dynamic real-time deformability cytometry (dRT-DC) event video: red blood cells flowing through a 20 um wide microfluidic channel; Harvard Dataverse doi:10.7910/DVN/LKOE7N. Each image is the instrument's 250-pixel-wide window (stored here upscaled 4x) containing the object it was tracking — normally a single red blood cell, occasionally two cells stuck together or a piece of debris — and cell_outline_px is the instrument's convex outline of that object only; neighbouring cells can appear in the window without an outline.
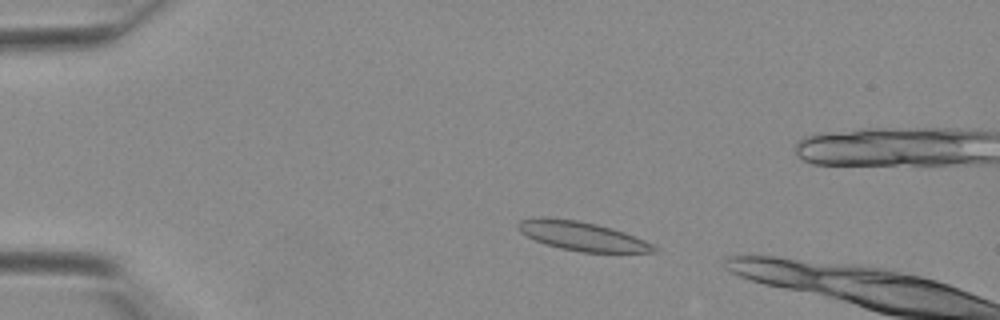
{"species": "Egyptian fruit bat (a non-hibernating species)", "species_latin": "Rousettus aegyptiacus", "temperature_condition": "warm", "stored_images_in_passage": 7, "camera_frame_rate_fps": 3000, "um_per_image_px": 0.085, "animal": {"sex": "female"}, "frame": {"image": 1, "passage_image": 4, "time_ms": 1.0, "image_size_px": [1000, 320], "cell_outline_px": [[660, 252], [580, 252], [560, 248], [536, 240], [520, 232], [516, 228], [516, 224], [520, 220], [536, 216], [548, 216], [576, 220], [596, 224], [612, 228], [624, 232], [644, 240], [660, 248]], "centroid_in_image_um": [49.46, 20.05], "position_along_channel_um": 35.5, "area_um2": 23.12}}